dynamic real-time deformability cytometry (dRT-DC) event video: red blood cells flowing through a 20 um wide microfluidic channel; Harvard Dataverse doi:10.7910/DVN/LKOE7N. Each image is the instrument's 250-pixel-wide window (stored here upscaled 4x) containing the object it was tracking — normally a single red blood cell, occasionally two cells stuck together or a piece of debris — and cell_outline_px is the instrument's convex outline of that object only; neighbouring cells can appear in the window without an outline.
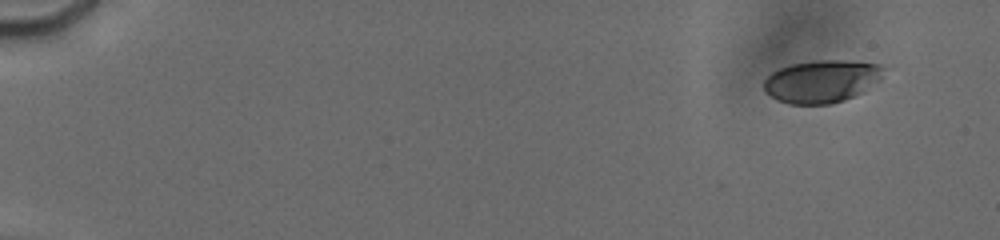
{"species": "human", "species_latin": "Homo sapiens", "temperature_condition": "cold", "stored_images_in_passage": 36, "camera_frame_rate_fps": 3000, "um_per_image_px": 0.085, "donor": {"sex": "male"}, "frame": {"image": 1, "passage_image": 8, "time_ms": 1.667, "image_size_px": [1000, 240], "cell_outline_px": [[884, 68], [880, 80], [860, 92], [844, 100], [828, 104], [788, 104], [764, 92], [764, 80], [772, 72], [780, 68], [792, 64], [820, 60], [844, 60], [880, 64]], "centroid_in_image_um": [69.83, 6.9], "position_along_channel_um": 15.2, "area_um2": 29.36}}
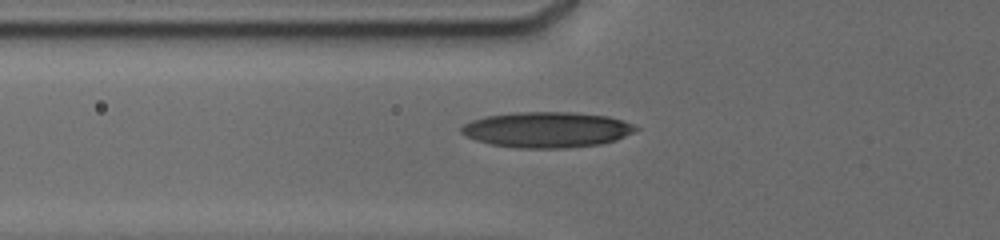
{"frame": {"image": 2, "passage_image": 31, "time_ms": 7.667, "image_size_px": [1000, 240], "cell_outline_px": [[640, 128], [616, 140], [600, 144], [568, 148], [516, 148], [492, 144], [476, 140], [464, 136], [460, 132], [460, 128], [464, 124], [472, 120], [484, 116], [512, 112], [576, 112], [608, 116], [624, 120]], "centroid_in_image_um": [46.46, 11.02], "position_along_channel_um": 79.3, "area_um2": 36.47}}
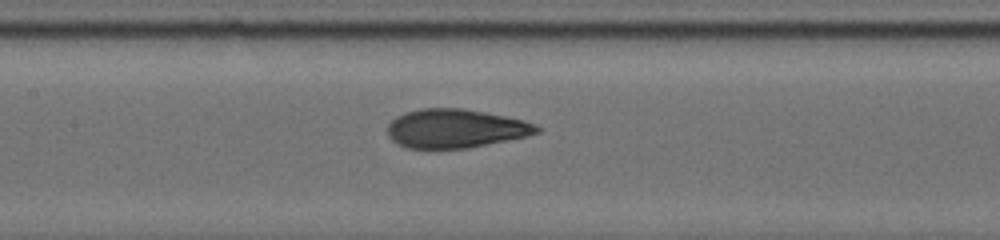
{"frame": {"image": 3, "passage_image": 34, "time_ms": 10.0, "image_size_px": [1000, 240], "cell_outline_px": [[540, 132], [528, 136], [468, 148], [408, 148], [396, 144], [388, 136], [388, 124], [396, 116], [404, 112], [420, 108], [464, 108], [524, 120], [536, 124], [540, 128]], "centroid_in_image_um": [38.71, 10.92], "position_along_channel_um": 168.7, "area_um2": 33.87}}